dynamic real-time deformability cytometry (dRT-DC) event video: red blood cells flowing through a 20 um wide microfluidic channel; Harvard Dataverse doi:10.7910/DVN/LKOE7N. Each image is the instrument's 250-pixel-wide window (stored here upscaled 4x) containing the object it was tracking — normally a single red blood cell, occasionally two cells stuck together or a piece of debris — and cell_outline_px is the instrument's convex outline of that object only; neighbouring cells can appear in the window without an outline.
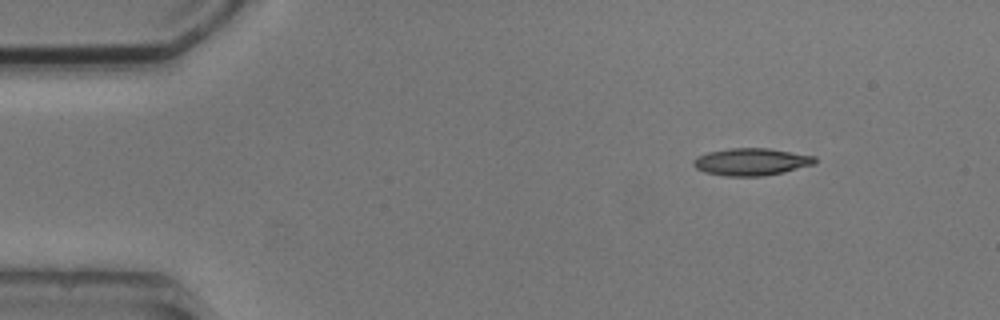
{"species": "common noctule bat (a hibernating species)", "species_latin": "Nyctalus noctula", "temperature_condition": "cold", "stored_images_in_passage": 1, "camera_frame_rate_fps": 3000, "um_per_image_px": 0.085, "animal": {"sex": "male", "body_mass_g": 20.5, "forearm_length_mm": 52.5}, "frame": {"image": 1, "passage_image": 1, "time_ms": 0.0, "image_size_px": [1000, 320], "cell_outline_px": [[816, 164], [784, 172], [764, 176], [724, 176], [704, 172], [696, 168], [692, 164], [692, 160], [696, 156], [708, 152], [728, 148], [768, 148], [816, 156]], "centroid_in_image_um": [63.85, 13.75], "position_along_channel_um": 21.2, "area_um2": 19.54}}